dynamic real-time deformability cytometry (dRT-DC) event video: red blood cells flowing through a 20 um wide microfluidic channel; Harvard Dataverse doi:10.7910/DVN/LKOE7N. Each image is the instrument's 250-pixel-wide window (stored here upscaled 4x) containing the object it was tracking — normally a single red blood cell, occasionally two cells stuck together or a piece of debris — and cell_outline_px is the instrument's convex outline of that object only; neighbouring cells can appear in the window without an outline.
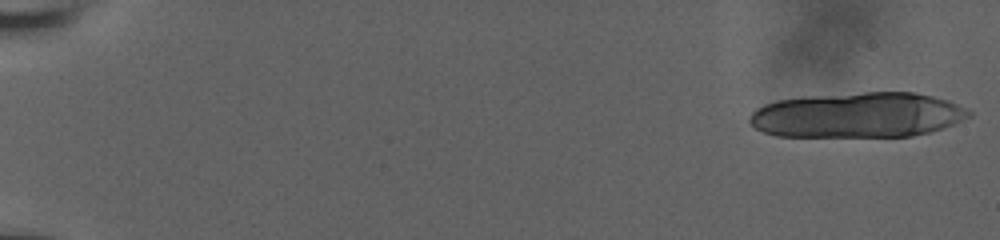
{"species": "human", "species_latin": "Homo sapiens", "temperature_condition": "room temperature", "stored_images_in_passage": 24, "camera_frame_rate_fps": 3000, "um_per_image_px": 0.085, "donor": {"sex": "male"}, "frame": {"image": 1, "passage_image": 1, "time_ms": 0.0, "image_size_px": [1000, 240], "cell_outline_px": [[972, 116], [952, 124], [928, 132], [912, 136], [776, 136], [764, 132], [756, 128], [748, 120], [748, 116], [756, 108], [764, 104], [776, 100], [808, 96], [864, 92], [916, 92], [948, 100], [968, 108], [972, 112]], "centroid_in_image_um": [72.91, 9.77], "position_along_channel_um": 12.1, "area_um2": 57.86}}
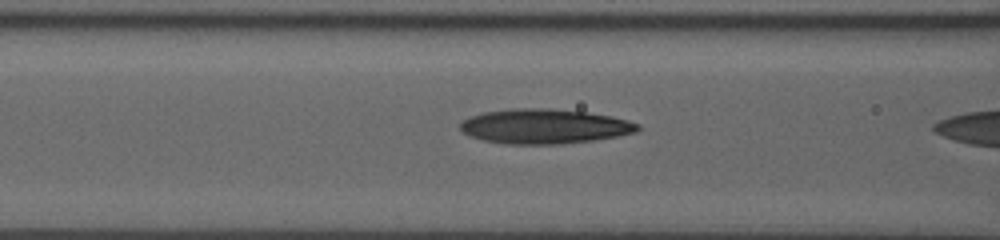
{"frame": {"image": 2, "passage_image": 23, "time_ms": 7.333, "image_size_px": [1000, 240], "cell_outline_px": [[640, 128], [636, 132], [616, 136], [592, 140], [560, 144], [508, 144], [484, 140], [468, 136], [460, 128], [460, 124], [468, 116], [484, 112], [512, 108], [552, 108], [584, 112], [612, 116], [628, 120], [640, 124]], "centroid_in_image_um": [46.26, 10.73], "position_along_channel_um": 120.3, "area_um2": 35.89}}